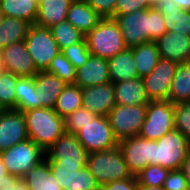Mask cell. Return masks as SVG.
Listing matches in <instances>:
<instances>
[{"mask_svg":"<svg viewBox=\"0 0 190 190\" xmlns=\"http://www.w3.org/2000/svg\"><path fill=\"white\" fill-rule=\"evenodd\" d=\"M115 20L120 26L127 48L156 41L166 32L164 15L157 8L121 14Z\"/></svg>","mask_w":190,"mask_h":190,"instance_id":"1","label":"cell"},{"mask_svg":"<svg viewBox=\"0 0 190 190\" xmlns=\"http://www.w3.org/2000/svg\"><path fill=\"white\" fill-rule=\"evenodd\" d=\"M27 125L29 139L45 152L65 133L64 119L54 108H35L22 111Z\"/></svg>","mask_w":190,"mask_h":190,"instance_id":"2","label":"cell"},{"mask_svg":"<svg viewBox=\"0 0 190 190\" xmlns=\"http://www.w3.org/2000/svg\"><path fill=\"white\" fill-rule=\"evenodd\" d=\"M87 167L101 187L109 182L132 177L119 145L109 150L89 153Z\"/></svg>","mask_w":190,"mask_h":190,"instance_id":"3","label":"cell"},{"mask_svg":"<svg viewBox=\"0 0 190 190\" xmlns=\"http://www.w3.org/2000/svg\"><path fill=\"white\" fill-rule=\"evenodd\" d=\"M91 55L110 59L126 49L118 22L113 18L101 19L97 26L85 35Z\"/></svg>","mask_w":190,"mask_h":190,"instance_id":"4","label":"cell"},{"mask_svg":"<svg viewBox=\"0 0 190 190\" xmlns=\"http://www.w3.org/2000/svg\"><path fill=\"white\" fill-rule=\"evenodd\" d=\"M189 152L190 141L180 131L174 129L157 141L152 140L151 165L180 170Z\"/></svg>","mask_w":190,"mask_h":190,"instance_id":"5","label":"cell"},{"mask_svg":"<svg viewBox=\"0 0 190 190\" xmlns=\"http://www.w3.org/2000/svg\"><path fill=\"white\" fill-rule=\"evenodd\" d=\"M7 172L23 178L34 166L46 158L45 151L31 139L16 143L6 151L0 153Z\"/></svg>","mask_w":190,"mask_h":190,"instance_id":"6","label":"cell"},{"mask_svg":"<svg viewBox=\"0 0 190 190\" xmlns=\"http://www.w3.org/2000/svg\"><path fill=\"white\" fill-rule=\"evenodd\" d=\"M174 129V104L170 101H150L138 136L157 141Z\"/></svg>","mask_w":190,"mask_h":190,"instance_id":"7","label":"cell"},{"mask_svg":"<svg viewBox=\"0 0 190 190\" xmlns=\"http://www.w3.org/2000/svg\"><path fill=\"white\" fill-rule=\"evenodd\" d=\"M38 71H46L61 50L49 28L31 25L24 40Z\"/></svg>","mask_w":190,"mask_h":190,"instance_id":"8","label":"cell"},{"mask_svg":"<svg viewBox=\"0 0 190 190\" xmlns=\"http://www.w3.org/2000/svg\"><path fill=\"white\" fill-rule=\"evenodd\" d=\"M147 104L115 105L108 114L115 138L120 141L127 137L138 136L145 121Z\"/></svg>","mask_w":190,"mask_h":190,"instance_id":"9","label":"cell"},{"mask_svg":"<svg viewBox=\"0 0 190 190\" xmlns=\"http://www.w3.org/2000/svg\"><path fill=\"white\" fill-rule=\"evenodd\" d=\"M88 153L109 150L119 141L115 138L107 116H96L75 133Z\"/></svg>","mask_w":190,"mask_h":190,"instance_id":"10","label":"cell"},{"mask_svg":"<svg viewBox=\"0 0 190 190\" xmlns=\"http://www.w3.org/2000/svg\"><path fill=\"white\" fill-rule=\"evenodd\" d=\"M178 65L161 58L152 72L142 78L150 101H168L171 82Z\"/></svg>","mask_w":190,"mask_h":190,"instance_id":"11","label":"cell"},{"mask_svg":"<svg viewBox=\"0 0 190 190\" xmlns=\"http://www.w3.org/2000/svg\"><path fill=\"white\" fill-rule=\"evenodd\" d=\"M48 161H61V164L87 165L88 152L75 134L64 133L45 152Z\"/></svg>","mask_w":190,"mask_h":190,"instance_id":"12","label":"cell"},{"mask_svg":"<svg viewBox=\"0 0 190 190\" xmlns=\"http://www.w3.org/2000/svg\"><path fill=\"white\" fill-rule=\"evenodd\" d=\"M28 139L26 119L22 111L4 109L0 112V153Z\"/></svg>","mask_w":190,"mask_h":190,"instance_id":"13","label":"cell"},{"mask_svg":"<svg viewBox=\"0 0 190 190\" xmlns=\"http://www.w3.org/2000/svg\"><path fill=\"white\" fill-rule=\"evenodd\" d=\"M1 67L18 77H32L39 71L36 69L25 42L12 43L0 50Z\"/></svg>","mask_w":190,"mask_h":190,"instance_id":"14","label":"cell"},{"mask_svg":"<svg viewBox=\"0 0 190 190\" xmlns=\"http://www.w3.org/2000/svg\"><path fill=\"white\" fill-rule=\"evenodd\" d=\"M123 151L126 165L132 176H136L146 166L151 165L152 140L140 136L127 137L118 144Z\"/></svg>","mask_w":190,"mask_h":190,"instance_id":"15","label":"cell"},{"mask_svg":"<svg viewBox=\"0 0 190 190\" xmlns=\"http://www.w3.org/2000/svg\"><path fill=\"white\" fill-rule=\"evenodd\" d=\"M114 83L82 88V107L97 116H108L115 106Z\"/></svg>","mask_w":190,"mask_h":190,"instance_id":"16","label":"cell"},{"mask_svg":"<svg viewBox=\"0 0 190 190\" xmlns=\"http://www.w3.org/2000/svg\"><path fill=\"white\" fill-rule=\"evenodd\" d=\"M155 42L162 59L178 64L190 61V37L174 31H166Z\"/></svg>","mask_w":190,"mask_h":190,"instance_id":"17","label":"cell"},{"mask_svg":"<svg viewBox=\"0 0 190 190\" xmlns=\"http://www.w3.org/2000/svg\"><path fill=\"white\" fill-rule=\"evenodd\" d=\"M109 64L107 59L90 55L88 60L76 69L74 85L84 88L110 83Z\"/></svg>","mask_w":190,"mask_h":190,"instance_id":"18","label":"cell"},{"mask_svg":"<svg viewBox=\"0 0 190 190\" xmlns=\"http://www.w3.org/2000/svg\"><path fill=\"white\" fill-rule=\"evenodd\" d=\"M116 105H141L150 102L144 87L143 79L138 77L114 83Z\"/></svg>","mask_w":190,"mask_h":190,"instance_id":"19","label":"cell"},{"mask_svg":"<svg viewBox=\"0 0 190 190\" xmlns=\"http://www.w3.org/2000/svg\"><path fill=\"white\" fill-rule=\"evenodd\" d=\"M156 8L164 15L166 31L190 37V11L179 8L173 0H161Z\"/></svg>","mask_w":190,"mask_h":190,"instance_id":"20","label":"cell"},{"mask_svg":"<svg viewBox=\"0 0 190 190\" xmlns=\"http://www.w3.org/2000/svg\"><path fill=\"white\" fill-rule=\"evenodd\" d=\"M101 19L84 0H74L66 17V20L84 35L93 30Z\"/></svg>","mask_w":190,"mask_h":190,"instance_id":"21","label":"cell"},{"mask_svg":"<svg viewBox=\"0 0 190 190\" xmlns=\"http://www.w3.org/2000/svg\"><path fill=\"white\" fill-rule=\"evenodd\" d=\"M73 0H39L35 25L50 28L66 20Z\"/></svg>","mask_w":190,"mask_h":190,"instance_id":"22","label":"cell"},{"mask_svg":"<svg viewBox=\"0 0 190 190\" xmlns=\"http://www.w3.org/2000/svg\"><path fill=\"white\" fill-rule=\"evenodd\" d=\"M35 84L36 88L39 89L41 108H54L58 96L66 86V83L59 77L47 71H39L35 75Z\"/></svg>","mask_w":190,"mask_h":190,"instance_id":"23","label":"cell"},{"mask_svg":"<svg viewBox=\"0 0 190 190\" xmlns=\"http://www.w3.org/2000/svg\"><path fill=\"white\" fill-rule=\"evenodd\" d=\"M108 64L112 83L139 77L131 48H126L108 59Z\"/></svg>","mask_w":190,"mask_h":190,"instance_id":"24","label":"cell"},{"mask_svg":"<svg viewBox=\"0 0 190 190\" xmlns=\"http://www.w3.org/2000/svg\"><path fill=\"white\" fill-rule=\"evenodd\" d=\"M22 179L26 182L28 190H63L54 178L46 158L27 172Z\"/></svg>","mask_w":190,"mask_h":190,"instance_id":"25","label":"cell"},{"mask_svg":"<svg viewBox=\"0 0 190 190\" xmlns=\"http://www.w3.org/2000/svg\"><path fill=\"white\" fill-rule=\"evenodd\" d=\"M15 92L17 110L27 111L41 108L39 89L36 88L35 76L18 77Z\"/></svg>","mask_w":190,"mask_h":190,"instance_id":"26","label":"cell"},{"mask_svg":"<svg viewBox=\"0 0 190 190\" xmlns=\"http://www.w3.org/2000/svg\"><path fill=\"white\" fill-rule=\"evenodd\" d=\"M39 0H0V10L6 17L25 20L34 25L37 20Z\"/></svg>","mask_w":190,"mask_h":190,"instance_id":"27","label":"cell"},{"mask_svg":"<svg viewBox=\"0 0 190 190\" xmlns=\"http://www.w3.org/2000/svg\"><path fill=\"white\" fill-rule=\"evenodd\" d=\"M133 51L138 76L143 78L149 75L161 59L155 41L140 44L131 48Z\"/></svg>","mask_w":190,"mask_h":190,"instance_id":"28","label":"cell"},{"mask_svg":"<svg viewBox=\"0 0 190 190\" xmlns=\"http://www.w3.org/2000/svg\"><path fill=\"white\" fill-rule=\"evenodd\" d=\"M30 26L25 20L4 16L0 25V50L12 43L24 41Z\"/></svg>","mask_w":190,"mask_h":190,"instance_id":"29","label":"cell"},{"mask_svg":"<svg viewBox=\"0 0 190 190\" xmlns=\"http://www.w3.org/2000/svg\"><path fill=\"white\" fill-rule=\"evenodd\" d=\"M172 104L190 103V68L179 64L170 86L169 99Z\"/></svg>","mask_w":190,"mask_h":190,"instance_id":"30","label":"cell"},{"mask_svg":"<svg viewBox=\"0 0 190 190\" xmlns=\"http://www.w3.org/2000/svg\"><path fill=\"white\" fill-rule=\"evenodd\" d=\"M82 107V88L74 84H66L58 96L54 110L65 117Z\"/></svg>","mask_w":190,"mask_h":190,"instance_id":"31","label":"cell"},{"mask_svg":"<svg viewBox=\"0 0 190 190\" xmlns=\"http://www.w3.org/2000/svg\"><path fill=\"white\" fill-rule=\"evenodd\" d=\"M49 30L61 51L70 45L80 43L85 38V35L67 20L53 25Z\"/></svg>","mask_w":190,"mask_h":190,"instance_id":"32","label":"cell"},{"mask_svg":"<svg viewBox=\"0 0 190 190\" xmlns=\"http://www.w3.org/2000/svg\"><path fill=\"white\" fill-rule=\"evenodd\" d=\"M18 76L12 72H0V105L3 109H16V84Z\"/></svg>","mask_w":190,"mask_h":190,"instance_id":"33","label":"cell"},{"mask_svg":"<svg viewBox=\"0 0 190 190\" xmlns=\"http://www.w3.org/2000/svg\"><path fill=\"white\" fill-rule=\"evenodd\" d=\"M46 71L56 75L66 84H74L76 79L75 67L67 60L62 52L52 59Z\"/></svg>","mask_w":190,"mask_h":190,"instance_id":"34","label":"cell"},{"mask_svg":"<svg viewBox=\"0 0 190 190\" xmlns=\"http://www.w3.org/2000/svg\"><path fill=\"white\" fill-rule=\"evenodd\" d=\"M54 178L63 188V190H71V180L76 171L86 167L87 165H69L61 164V161H48Z\"/></svg>","mask_w":190,"mask_h":190,"instance_id":"35","label":"cell"},{"mask_svg":"<svg viewBox=\"0 0 190 190\" xmlns=\"http://www.w3.org/2000/svg\"><path fill=\"white\" fill-rule=\"evenodd\" d=\"M169 171L160 165H148L136 175V179L139 186H162Z\"/></svg>","mask_w":190,"mask_h":190,"instance_id":"36","label":"cell"},{"mask_svg":"<svg viewBox=\"0 0 190 190\" xmlns=\"http://www.w3.org/2000/svg\"><path fill=\"white\" fill-rule=\"evenodd\" d=\"M96 116L97 115L83 107L78 108L73 113L68 114L63 118L65 133L75 134L81 129V126L93 121Z\"/></svg>","mask_w":190,"mask_h":190,"instance_id":"37","label":"cell"},{"mask_svg":"<svg viewBox=\"0 0 190 190\" xmlns=\"http://www.w3.org/2000/svg\"><path fill=\"white\" fill-rule=\"evenodd\" d=\"M61 52L75 67V69L81 67L91 55L88 50L85 38L80 43L64 48Z\"/></svg>","mask_w":190,"mask_h":190,"instance_id":"38","label":"cell"},{"mask_svg":"<svg viewBox=\"0 0 190 190\" xmlns=\"http://www.w3.org/2000/svg\"><path fill=\"white\" fill-rule=\"evenodd\" d=\"M101 186L88 167H84L76 171L71 180V190H99Z\"/></svg>","mask_w":190,"mask_h":190,"instance_id":"39","label":"cell"},{"mask_svg":"<svg viewBox=\"0 0 190 190\" xmlns=\"http://www.w3.org/2000/svg\"><path fill=\"white\" fill-rule=\"evenodd\" d=\"M174 126L190 141V103L174 105Z\"/></svg>","mask_w":190,"mask_h":190,"instance_id":"40","label":"cell"},{"mask_svg":"<svg viewBox=\"0 0 190 190\" xmlns=\"http://www.w3.org/2000/svg\"><path fill=\"white\" fill-rule=\"evenodd\" d=\"M189 186L181 170H170L162 187L165 190H185Z\"/></svg>","mask_w":190,"mask_h":190,"instance_id":"41","label":"cell"},{"mask_svg":"<svg viewBox=\"0 0 190 190\" xmlns=\"http://www.w3.org/2000/svg\"><path fill=\"white\" fill-rule=\"evenodd\" d=\"M102 18H113L117 0H84Z\"/></svg>","mask_w":190,"mask_h":190,"instance_id":"42","label":"cell"},{"mask_svg":"<svg viewBox=\"0 0 190 190\" xmlns=\"http://www.w3.org/2000/svg\"><path fill=\"white\" fill-rule=\"evenodd\" d=\"M141 9H148L147 0H117L113 19L121 14L135 12Z\"/></svg>","mask_w":190,"mask_h":190,"instance_id":"43","label":"cell"},{"mask_svg":"<svg viewBox=\"0 0 190 190\" xmlns=\"http://www.w3.org/2000/svg\"><path fill=\"white\" fill-rule=\"evenodd\" d=\"M103 190H139L136 176L109 182L101 187Z\"/></svg>","mask_w":190,"mask_h":190,"instance_id":"44","label":"cell"},{"mask_svg":"<svg viewBox=\"0 0 190 190\" xmlns=\"http://www.w3.org/2000/svg\"><path fill=\"white\" fill-rule=\"evenodd\" d=\"M19 179V177L9 173L4 175L3 178H0V190H11V187H13Z\"/></svg>","mask_w":190,"mask_h":190,"instance_id":"45","label":"cell"},{"mask_svg":"<svg viewBox=\"0 0 190 190\" xmlns=\"http://www.w3.org/2000/svg\"><path fill=\"white\" fill-rule=\"evenodd\" d=\"M180 170L184 173V176L186 177L188 184L190 186V152L188 153L187 157L183 161V164Z\"/></svg>","mask_w":190,"mask_h":190,"instance_id":"46","label":"cell"},{"mask_svg":"<svg viewBox=\"0 0 190 190\" xmlns=\"http://www.w3.org/2000/svg\"><path fill=\"white\" fill-rule=\"evenodd\" d=\"M183 10L190 11V0H173Z\"/></svg>","mask_w":190,"mask_h":190,"instance_id":"47","label":"cell"},{"mask_svg":"<svg viewBox=\"0 0 190 190\" xmlns=\"http://www.w3.org/2000/svg\"><path fill=\"white\" fill-rule=\"evenodd\" d=\"M11 190H28L26 182L20 178L13 187H11Z\"/></svg>","mask_w":190,"mask_h":190,"instance_id":"48","label":"cell"},{"mask_svg":"<svg viewBox=\"0 0 190 190\" xmlns=\"http://www.w3.org/2000/svg\"><path fill=\"white\" fill-rule=\"evenodd\" d=\"M7 169L6 166L4 165L2 158L0 156V178H3L4 175H7Z\"/></svg>","mask_w":190,"mask_h":190,"instance_id":"49","label":"cell"},{"mask_svg":"<svg viewBox=\"0 0 190 190\" xmlns=\"http://www.w3.org/2000/svg\"><path fill=\"white\" fill-rule=\"evenodd\" d=\"M139 190H165L162 186H139Z\"/></svg>","mask_w":190,"mask_h":190,"instance_id":"50","label":"cell"},{"mask_svg":"<svg viewBox=\"0 0 190 190\" xmlns=\"http://www.w3.org/2000/svg\"><path fill=\"white\" fill-rule=\"evenodd\" d=\"M161 0H147L148 9L149 8H156Z\"/></svg>","mask_w":190,"mask_h":190,"instance_id":"51","label":"cell"},{"mask_svg":"<svg viewBox=\"0 0 190 190\" xmlns=\"http://www.w3.org/2000/svg\"><path fill=\"white\" fill-rule=\"evenodd\" d=\"M3 18H4L3 12L0 10V25L3 21Z\"/></svg>","mask_w":190,"mask_h":190,"instance_id":"52","label":"cell"},{"mask_svg":"<svg viewBox=\"0 0 190 190\" xmlns=\"http://www.w3.org/2000/svg\"><path fill=\"white\" fill-rule=\"evenodd\" d=\"M3 69H2V67H1V58H0V72L2 71Z\"/></svg>","mask_w":190,"mask_h":190,"instance_id":"53","label":"cell"},{"mask_svg":"<svg viewBox=\"0 0 190 190\" xmlns=\"http://www.w3.org/2000/svg\"><path fill=\"white\" fill-rule=\"evenodd\" d=\"M190 68V61L185 63Z\"/></svg>","mask_w":190,"mask_h":190,"instance_id":"54","label":"cell"},{"mask_svg":"<svg viewBox=\"0 0 190 190\" xmlns=\"http://www.w3.org/2000/svg\"><path fill=\"white\" fill-rule=\"evenodd\" d=\"M4 109L1 107V105H0V112H2Z\"/></svg>","mask_w":190,"mask_h":190,"instance_id":"55","label":"cell"}]
</instances>
